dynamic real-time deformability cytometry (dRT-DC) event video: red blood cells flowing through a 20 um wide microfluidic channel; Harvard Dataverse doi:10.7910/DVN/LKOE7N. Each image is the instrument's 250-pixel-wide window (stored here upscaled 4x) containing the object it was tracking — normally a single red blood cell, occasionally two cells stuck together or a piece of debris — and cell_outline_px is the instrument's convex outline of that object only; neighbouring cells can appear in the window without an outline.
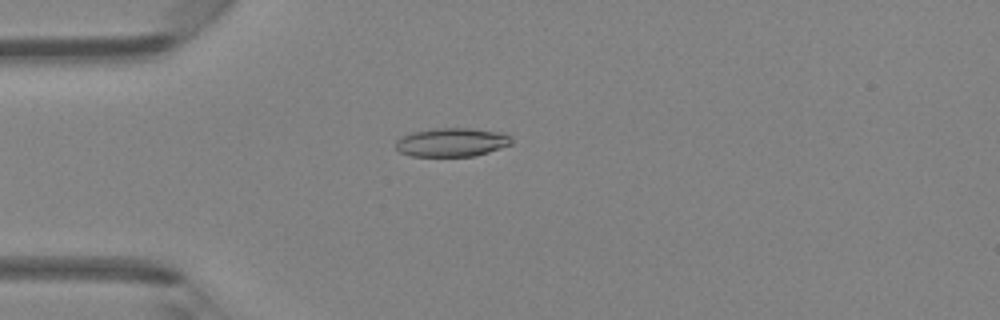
{"species": "Egyptian fruit bat (a non-hibernating species)", "species_latin": "Rousettus aegyptiacus", "temperature_condition": "room temperature", "stored_images_in_passage": 47, "camera_frame_rate_fps": 3000, "um_per_image_px": 0.085, "animal": {"sex": "female"}, "frame": {"image": 1, "passage_image": 13, "time_ms": 4.0, "image_size_px": [1000, 320], "cell_outline_px": [[512, 144], [476, 156], [412, 156], [400, 152], [396, 148], [396, 140], [400, 136], [412, 132], [436, 128], [472, 128], [508, 132], [512, 136]], "centroid_in_image_um": [38.45, 12.08], "position_along_channel_um": 46.5, "area_um2": 19.71}}
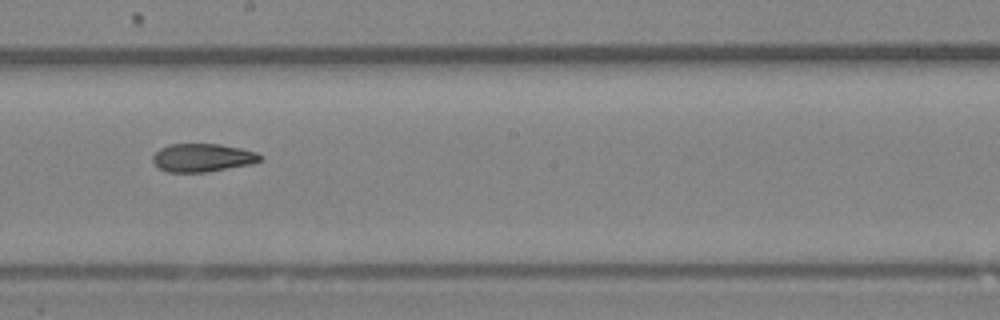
{"frame": {"image": 2, "passage_image": 27, "time_ms": 8.667, "image_size_px": [1000, 320], "cell_outline_px": [[264, 160], [252, 164], [208, 172], [168, 172], [156, 168], [152, 160], [152, 156], [160, 148], [168, 144], [220, 144], [240, 148], [256, 152], [264, 156]], "centroid_in_image_um": [17.22, 13.41], "position_along_channel_um": 231.0, "area_um2": 17.98}}
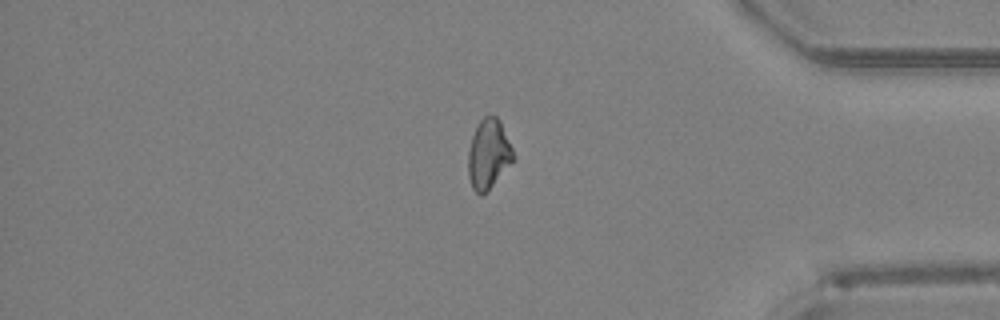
{"frame": {"image": 3, "passage_image": 40, "time_ms": 13.0, "image_size_px": [1000, 320], "cell_outline_px": [[516, 156], [492, 184], [480, 196], [472, 188], [468, 176], [468, 152], [472, 136], [480, 120], [484, 116], [496, 116], [500, 120]], "centroid_in_image_um": [41.51, 13.07], "position_along_channel_um": 393.7, "area_um2": 17.92}, "authors_computed_cell_mechanics": {"area_um2": 18.7272, "velocity_mm_per_s": 4.3201, "shape_relaxation_time_tau1_ms": null, "shape_relaxation_time_tau2_ms": 5.1365, "deformation_change_tau1": null, "deformation_change_tau2": 0.1426}}